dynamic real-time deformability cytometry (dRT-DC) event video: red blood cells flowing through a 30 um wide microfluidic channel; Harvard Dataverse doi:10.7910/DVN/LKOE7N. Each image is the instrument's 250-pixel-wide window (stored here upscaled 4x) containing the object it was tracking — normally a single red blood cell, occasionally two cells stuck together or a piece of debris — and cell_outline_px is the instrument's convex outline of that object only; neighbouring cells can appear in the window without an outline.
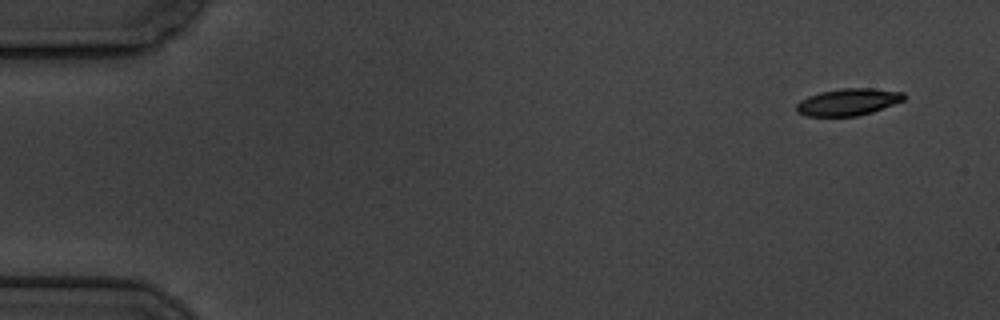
{"species": "common noctule bat (a hibernating species)", "species_latin": "Nyctalus noctula", "temperature_condition": "cold", "stored_images_in_passage": 12, "camera_frame_rate_fps": 3000, "um_per_image_px": 0.085, "animal": {"sex": "male", "body_mass_g": 19.5, "forearm_length_mm": 54.6}, "frame": {"image": 1, "passage_image": 1, "time_ms": 0.0, "image_size_px": [1000, 320], "cell_outline_px": [[904, 100], [872, 112], [856, 116], [804, 116], [796, 112], [796, 104], [800, 100], [808, 96], [820, 92], [840, 88], [872, 88], [904, 92]], "centroid_in_image_um": [72.05, 8.67], "position_along_channel_um": 12.9, "area_um2": 16.94}}
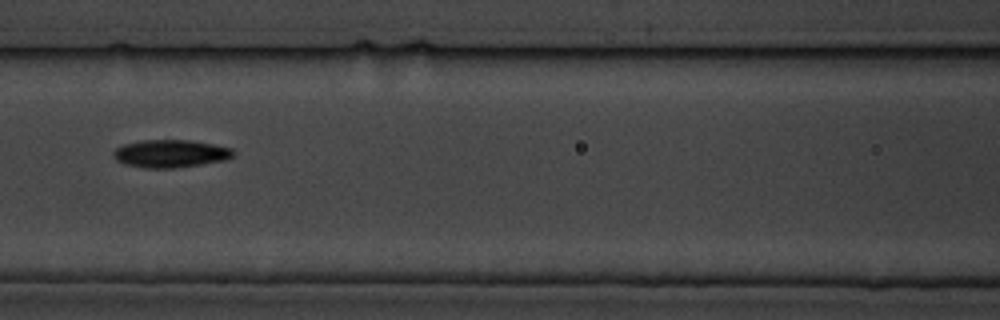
{"frame": {"image": 2, "passage_image": 7, "time_ms": 7.667, "image_size_px": [1000, 320], "cell_outline_px": [[236, 152], [232, 156], [224, 160], [200, 164], [172, 168], [144, 168], [128, 164], [116, 160], [112, 152], [116, 148], [124, 144], [140, 140], [188, 140], [212, 144], [232, 148]], "centroid_in_image_um": [14.48, 13.05], "position_along_channel_um": 152.1, "area_um2": 19.19}}
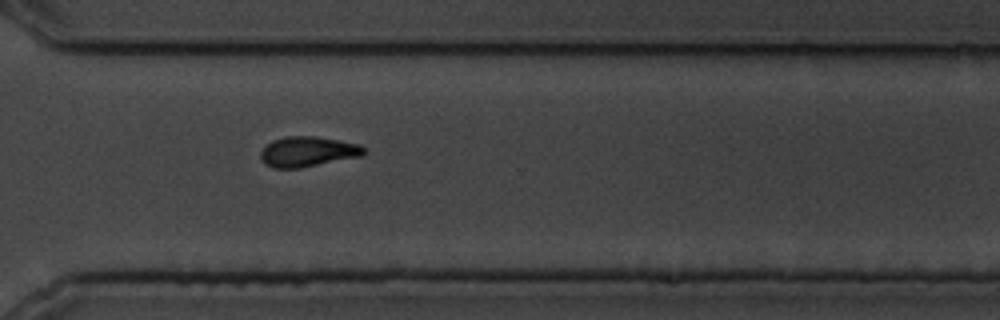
{"frame": {"image": 3, "passage_image": 12, "time_ms": 13.333, "image_size_px": [1000, 320], "cell_outline_px": [[364, 152], [360, 156], [300, 168], [272, 168], [264, 164], [260, 156], [260, 152], [272, 140], [288, 136], [316, 136], [360, 144], [364, 148]], "centroid_in_image_um": [26.12, 12.89], "position_along_channel_um": 344.5, "area_um2": 18.03}}